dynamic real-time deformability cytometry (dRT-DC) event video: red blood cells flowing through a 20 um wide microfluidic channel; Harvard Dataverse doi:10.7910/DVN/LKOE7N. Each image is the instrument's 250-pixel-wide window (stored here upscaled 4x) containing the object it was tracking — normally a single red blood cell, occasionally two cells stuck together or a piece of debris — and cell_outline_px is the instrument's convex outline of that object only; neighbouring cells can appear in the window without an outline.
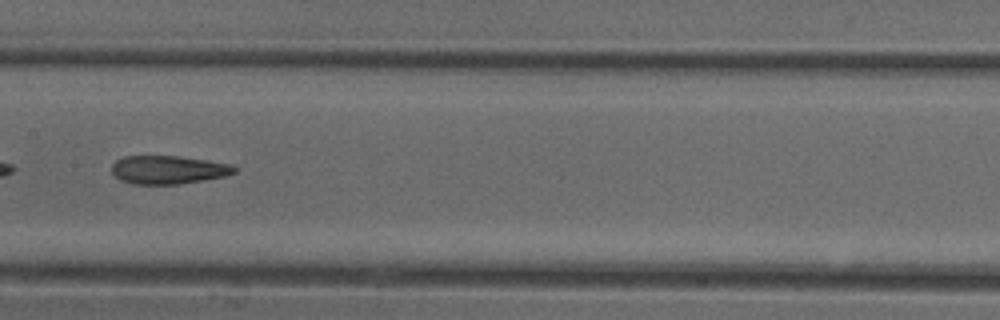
{"species": "common noctule bat (a hibernating species)", "species_latin": "Nyctalus noctula", "temperature_condition": "cold", "stored_images_in_passage": 37, "camera_frame_rate_fps": 3000, "um_per_image_px": 0.085, "animal": {"sex": "female"}, "frame": {"image": 1, "passage_image": 11, "time_ms": 3.333, "image_size_px": [1000, 320], "cell_outline_px": [[236, 172], [224, 176], [204, 180], [180, 184], [132, 184], [120, 180], [112, 172], [112, 164], [116, 160], [124, 156], [180, 156], [208, 160], [232, 164], [236, 168]], "centroid_in_image_um": [14.3, 14.43], "position_along_channel_um": 193.1, "area_um2": 20.35}, "authors_computed_cell_mechanics": {"area_um2": 20.4034, "velocity_mm_per_s": 3.9981, "shape_relaxation_time_tau1_ms": null, "shape_relaxation_time_tau2_ms": 2.6358, "deformation_change_tau1": null, "deformation_change_tau2": 0.1228}}